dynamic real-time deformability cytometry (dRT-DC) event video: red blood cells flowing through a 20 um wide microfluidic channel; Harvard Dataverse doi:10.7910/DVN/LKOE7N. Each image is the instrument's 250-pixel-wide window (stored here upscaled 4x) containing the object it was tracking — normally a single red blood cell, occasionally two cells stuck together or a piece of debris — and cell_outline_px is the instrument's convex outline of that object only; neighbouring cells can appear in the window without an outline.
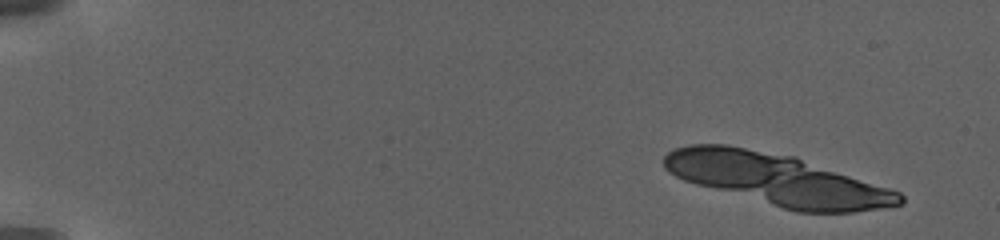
{"species": "human", "species_latin": "Homo sapiens", "temperature_condition": "warm", "stored_images_in_passage": 14, "camera_frame_rate_fps": 3000, "um_per_image_px": 0.085, "donor": {"sex": "female"}, "frame": {"image": 1, "passage_image": 1, "time_ms": 0.0, "image_size_px": [1000, 240], "cell_outline_px": [[904, 204], [880, 208], [852, 212], [796, 212], [696, 184], [684, 180], [668, 172], [664, 168], [664, 156], [668, 152], [676, 148], [688, 144], [724, 144], [796, 156], [900, 192], [904, 196]], "centroid_in_image_um": [66.07, 15.24], "position_along_channel_um": 18.9, "area_um2": 70.46}}